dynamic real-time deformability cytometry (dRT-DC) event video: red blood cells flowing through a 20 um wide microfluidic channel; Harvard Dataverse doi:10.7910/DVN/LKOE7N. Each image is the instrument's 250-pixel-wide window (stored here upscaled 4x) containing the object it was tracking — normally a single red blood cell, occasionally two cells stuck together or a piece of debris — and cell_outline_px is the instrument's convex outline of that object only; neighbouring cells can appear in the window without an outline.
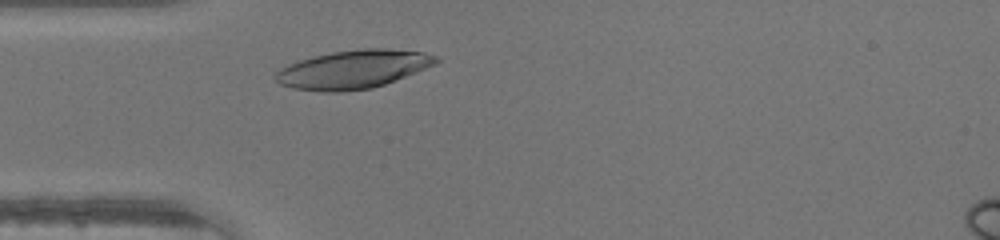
{"species": "human", "species_latin": "Homo sapiens", "temperature_condition": "warm", "stored_images_in_passage": 28, "camera_frame_rate_fps": 3000, "um_per_image_px": 0.085, "donor": {"sex": "male"}, "frame": {"image": 1, "passage_image": 5, "time_ms": 1.333, "image_size_px": [1000, 240], "cell_outline_px": [[440, 60], [436, 64], [416, 72], [384, 84], [372, 88], [340, 92], [320, 92], [292, 88], [280, 84], [272, 76], [280, 68], [288, 64], [300, 60], [332, 52], [364, 48], [384, 48], [424, 52], [436, 56]], "centroid_in_image_um": [29.99, 5.9], "position_along_channel_um": 55.0, "area_um2": 35.89}}
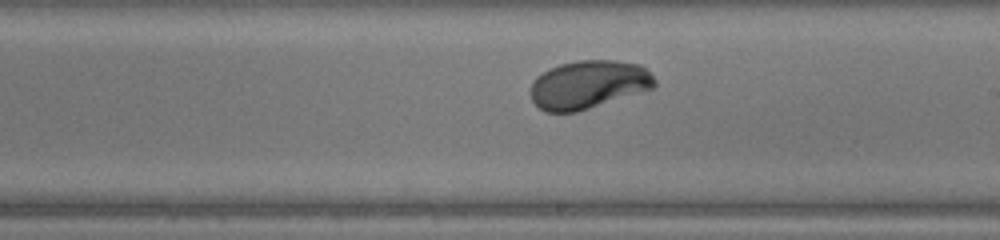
{"frame": {"image": 2, "passage_image": 18, "time_ms": 5.667, "image_size_px": [1000, 240], "cell_outline_px": [[656, 84], [652, 88], [576, 112], [544, 112], [532, 100], [532, 80], [536, 76], [548, 68], [560, 64], [576, 60], [616, 60], [640, 64], [656, 80]], "centroid_in_image_um": [49.98, 7.17], "position_along_channel_um": 239.0, "area_um2": 34.68}}
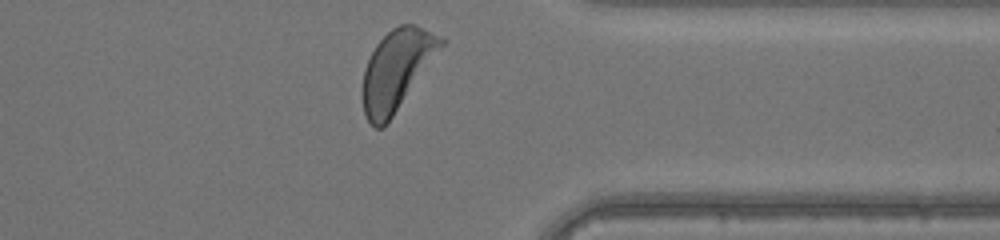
{"frame": {"image": 3, "passage_image": 28, "time_ms": 9.0, "image_size_px": [1000, 240], "cell_outline_px": [[448, 40], [384, 128], [376, 128], [368, 120], [364, 112], [364, 68], [376, 44], [392, 28], [400, 24], [416, 24]], "centroid_in_image_um": [33.76, 5.9], "position_along_channel_um": 377.6, "area_um2": 36.07}}